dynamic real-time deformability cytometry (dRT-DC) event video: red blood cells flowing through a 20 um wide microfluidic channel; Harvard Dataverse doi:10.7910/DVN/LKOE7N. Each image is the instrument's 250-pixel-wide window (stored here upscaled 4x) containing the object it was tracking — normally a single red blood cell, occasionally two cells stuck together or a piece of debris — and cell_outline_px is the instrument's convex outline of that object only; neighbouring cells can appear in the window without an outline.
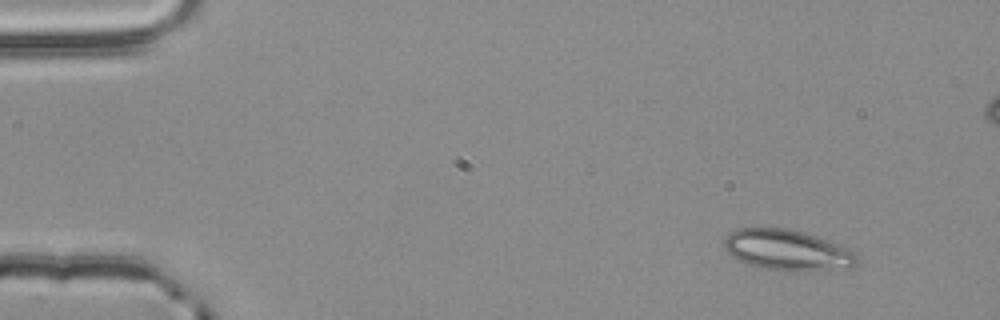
{"species": "common noctule bat (a hibernating species)", "species_latin": "Nyctalus noctula", "temperature_condition": "room temperature", "stored_images_in_passage": 3, "camera_frame_rate_fps": 3000, "um_per_image_px": 0.085, "animal": {"sex": "male", "body_mass_g": 20.4}, "frame": {"image": 1, "passage_image": 1, "time_ms": 0.0, "image_size_px": [1000, 320], "cell_outline_px": [[856, 264], [848, 268], [784, 272], [756, 268], [744, 264], [732, 256], [724, 248], [724, 240], [732, 232], [740, 228], [788, 228], [804, 232], [816, 236], [856, 252]], "centroid_in_image_um": [66.87, 21.28], "position_along_channel_um": 18.1, "area_um2": 31.62}}